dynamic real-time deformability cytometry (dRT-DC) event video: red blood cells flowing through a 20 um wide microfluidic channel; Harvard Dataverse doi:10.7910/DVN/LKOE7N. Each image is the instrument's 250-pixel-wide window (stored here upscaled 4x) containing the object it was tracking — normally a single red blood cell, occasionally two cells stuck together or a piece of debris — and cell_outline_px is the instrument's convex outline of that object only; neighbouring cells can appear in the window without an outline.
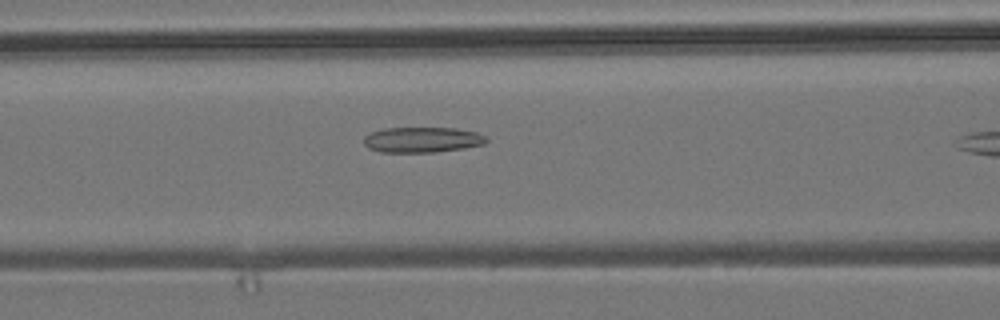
{"species": "common noctule bat (a hibernating species)", "species_latin": "Nyctalus noctula", "temperature_condition": "room temperature", "stored_images_in_passage": 34, "camera_frame_rate_fps": 3000, "um_per_image_px": 0.085, "animal": {"sex": "male", "body_mass_g": 19.2, "forearm_length_mm": 51.8}, "frame": {"image": 1, "passage_image": 13, "time_ms": 4.0, "image_size_px": [1000, 320], "cell_outline_px": [[488, 140], [484, 144], [464, 148], [436, 152], [380, 152], [368, 148], [364, 144], [364, 136], [372, 132], [384, 128], [456, 128], [476, 132], [484, 136]], "centroid_in_image_um": [35.87, 11.88], "position_along_channel_um": 130.7, "area_um2": 18.15}}
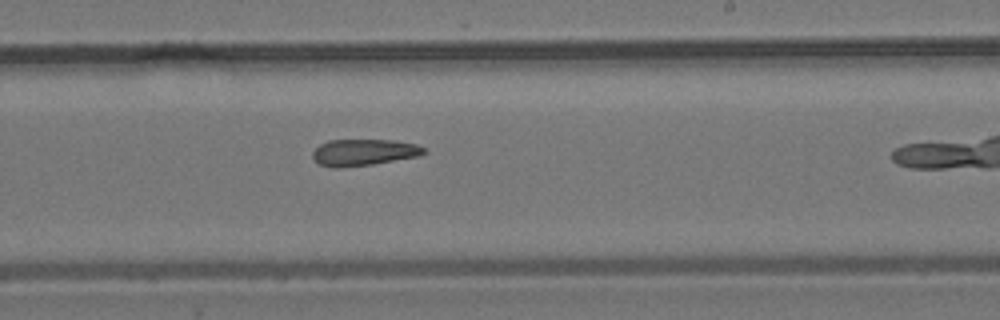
{"frame": {"image": 2, "passage_image": 23, "time_ms": 7.333, "image_size_px": [1000, 320], "cell_outline_px": [[428, 152], [420, 156], [372, 164], [340, 168], [332, 168], [320, 164], [312, 156], [312, 152], [320, 144], [328, 140], [392, 140], [416, 144], [424, 148]], "centroid_in_image_um": [30.93, 12.95], "position_along_channel_um": 258.1, "area_um2": 17.22}}
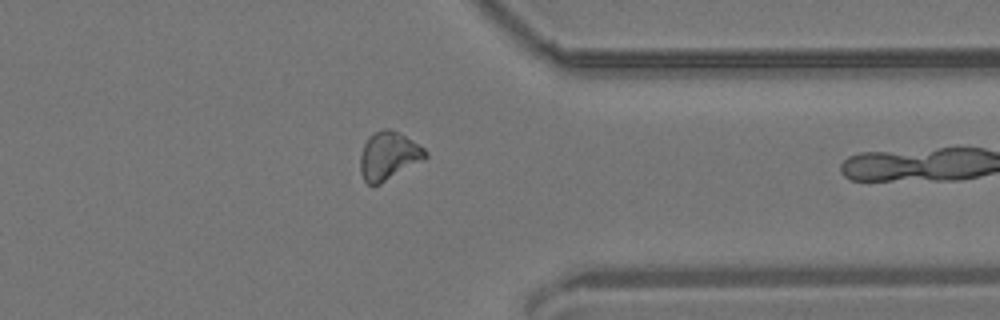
{"frame": {"image": 3, "passage_image": 33, "time_ms": 10.667, "image_size_px": [1000, 320], "cell_outline_px": [[428, 156], [424, 160], [380, 184], [372, 188], [364, 180], [360, 172], [360, 156], [364, 144], [368, 136], [372, 132], [384, 128], [388, 128], [400, 132], [424, 148], [428, 152]], "centroid_in_image_um": [33.02, 13.25], "position_along_channel_um": 378.4, "area_um2": 18.61}}